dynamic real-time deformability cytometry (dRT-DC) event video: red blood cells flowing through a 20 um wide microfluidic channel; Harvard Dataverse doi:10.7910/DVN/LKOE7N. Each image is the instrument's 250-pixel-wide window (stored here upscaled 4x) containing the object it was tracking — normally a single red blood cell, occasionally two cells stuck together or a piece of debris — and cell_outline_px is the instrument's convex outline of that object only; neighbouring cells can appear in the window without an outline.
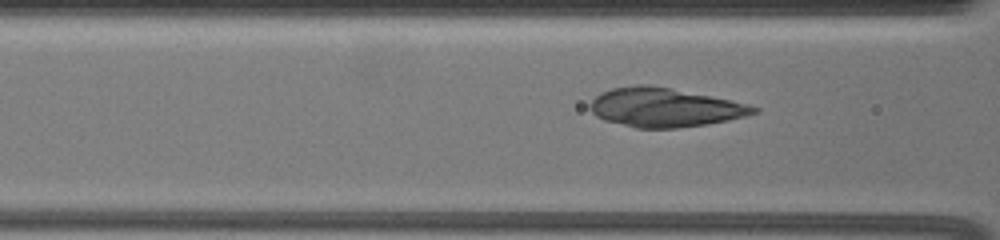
{"species": "common noctule bat (a hibernating species)", "species_latin": "Nyctalus noctula", "temperature_condition": "warm", "stored_images_in_passage": 35, "camera_frame_rate_fps": 3000, "um_per_image_px": 0.085, "animal": {"sex": "female", "body_mass_g": 19.5, "forearm_length_mm": 54.1}, "frame": {"image": 1, "passage_image": 6, "time_ms": 1.667, "image_size_px": [1000, 240], "cell_outline_px": [[760, 108], [756, 112], [744, 116], [728, 120], [708, 124], [676, 128], [636, 128], [604, 120], [596, 116], [588, 108], [588, 104], [596, 96], [612, 88], [636, 84], [652, 84], [728, 100]], "centroid_in_image_um": [56.42, 9.13], "position_along_channel_um": 110.2, "area_um2": 36.82}}
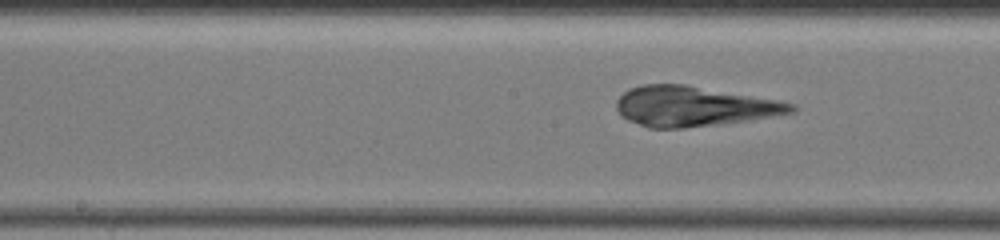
{"frame": {"image": 2, "passage_image": 13, "time_ms": 4.0, "image_size_px": [1000, 240], "cell_outline_px": [[796, 108], [792, 112], [744, 120], [684, 128], [648, 128], [628, 120], [616, 108], [616, 100], [628, 88], [640, 84], [684, 84], [776, 100], [796, 104]], "centroid_in_image_um": [58.88, 9.02], "position_along_channel_um": 189.3, "area_um2": 40.06}}
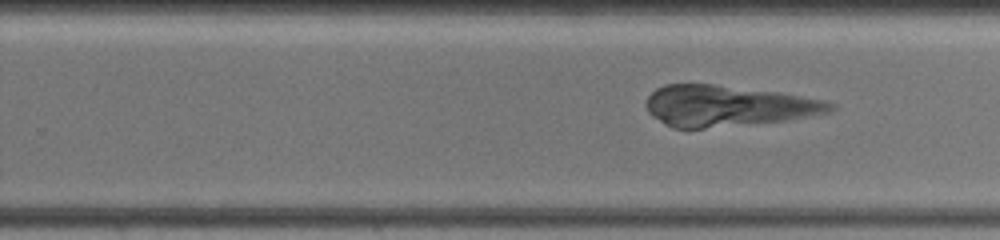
{"frame": {"image": 3, "passage_image": 20, "time_ms": 6.333, "image_size_px": [1000, 240], "cell_outline_px": [[836, 108], [828, 112], [788, 120], [704, 128], [672, 128], [664, 124], [652, 116], [648, 112], [648, 96], [656, 88], [664, 84], [712, 84], [776, 92], [820, 100], [836, 104]], "centroid_in_image_um": [61.81, 9.01], "position_along_channel_um": 268.0, "area_um2": 43.29}}